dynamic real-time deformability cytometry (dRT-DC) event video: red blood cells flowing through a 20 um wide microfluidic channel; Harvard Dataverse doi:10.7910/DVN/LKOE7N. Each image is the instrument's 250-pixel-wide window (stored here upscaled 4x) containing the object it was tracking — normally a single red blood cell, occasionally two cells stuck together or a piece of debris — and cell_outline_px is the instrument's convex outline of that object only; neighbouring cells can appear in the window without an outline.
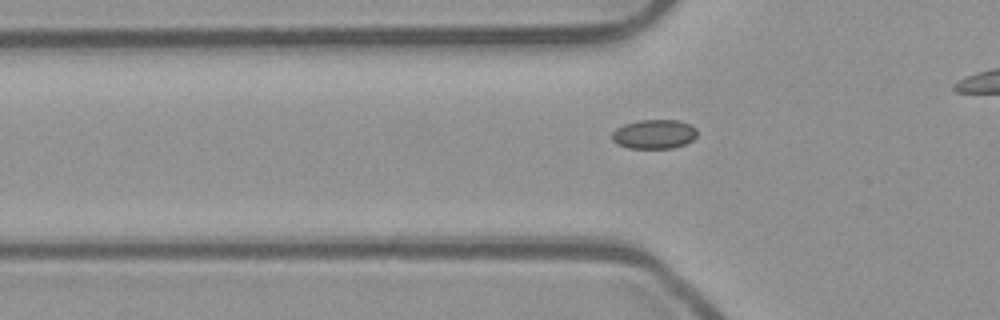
{"species": "common noctule bat (a hibernating species)", "species_latin": "Nyctalus noctula", "temperature_condition": "room temperature", "stored_images_in_passage": 32, "camera_frame_rate_fps": 3000, "um_per_image_px": 0.085, "animal": {"sex": "male", "body_mass_g": 23.1, "forearm_length_mm": 52.7}, "frame": {"image": 1, "passage_image": 6, "time_ms": 1.667, "image_size_px": [1000, 320], "cell_outline_px": [[696, 136], [692, 140], [684, 144], [672, 148], [628, 148], [616, 144], [612, 140], [612, 132], [616, 128], [624, 124], [640, 120], [676, 120], [688, 124], [696, 128]], "centroid_in_image_um": [55.56, 11.41], "position_along_channel_um": 70.2, "area_um2": 14.45}}
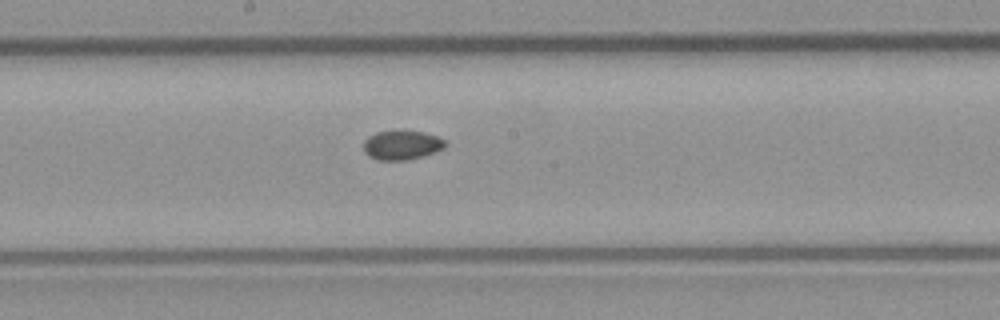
{"frame": {"image": 2, "passage_image": 17, "time_ms": 5.333, "image_size_px": [1000, 320], "cell_outline_px": [[444, 148], [424, 156], [408, 160], [380, 160], [368, 156], [364, 152], [364, 140], [368, 136], [376, 132], [424, 132], [436, 136], [444, 140]], "centroid_in_image_um": [34.12, 12.35], "position_along_channel_um": 214.1, "area_um2": 13.64}}
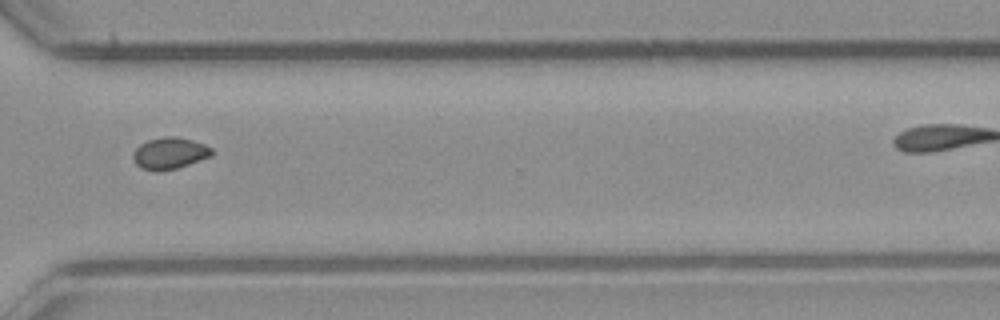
{"frame": {"image": 3, "passage_image": 28, "time_ms": 9.0, "image_size_px": [1000, 320], "cell_outline_px": [[212, 156], [176, 168], [160, 172], [152, 172], [140, 168], [136, 164], [132, 156], [136, 148], [140, 144], [148, 140], [164, 136], [176, 136], [192, 140], [204, 144], [212, 148]], "centroid_in_image_um": [14.39, 13.04], "position_along_channel_um": 356.2, "area_um2": 14.62}}